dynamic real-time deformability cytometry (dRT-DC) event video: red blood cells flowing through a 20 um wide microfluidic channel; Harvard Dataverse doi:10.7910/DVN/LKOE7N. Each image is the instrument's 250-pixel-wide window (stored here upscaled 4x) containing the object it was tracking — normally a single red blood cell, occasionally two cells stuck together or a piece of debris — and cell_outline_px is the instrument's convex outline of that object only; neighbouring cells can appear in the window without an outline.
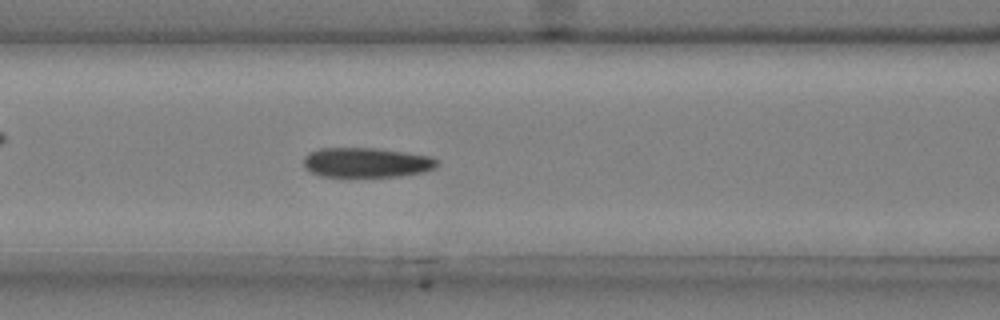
{"species": "common noctule bat (a hibernating species)", "species_latin": "Nyctalus noctula", "temperature_condition": "cold", "stored_images_in_passage": 50, "camera_frame_rate_fps": 3000, "um_per_image_px": 0.085, "animal": {"sex": "male", "body_mass_g": 20.4}, "frame": {"image": 1, "passage_image": 21, "time_ms": 6.667, "image_size_px": [1000, 320], "cell_outline_px": [[440, 164], [436, 168], [420, 172], [400, 176], [320, 176], [304, 168], [304, 156], [308, 152], [320, 148], [376, 148], [432, 156]], "centroid_in_image_um": [31.14, 13.8], "position_along_channel_um": 135.5, "area_um2": 23.12}}
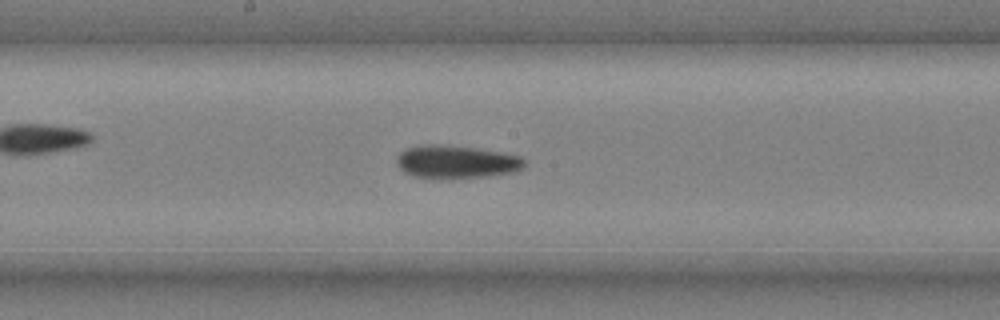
{"frame": {"image": 2, "passage_image": 27, "time_ms": 8.667, "image_size_px": [1000, 320], "cell_outline_px": [[528, 164], [524, 168], [516, 172], [488, 176], [412, 176], [404, 172], [396, 164], [396, 156], [404, 148], [424, 144], [436, 144], [476, 148], [500, 152], [520, 156]], "centroid_in_image_um": [38.8, 13.72], "position_along_channel_um": 209.4, "area_um2": 24.16}}
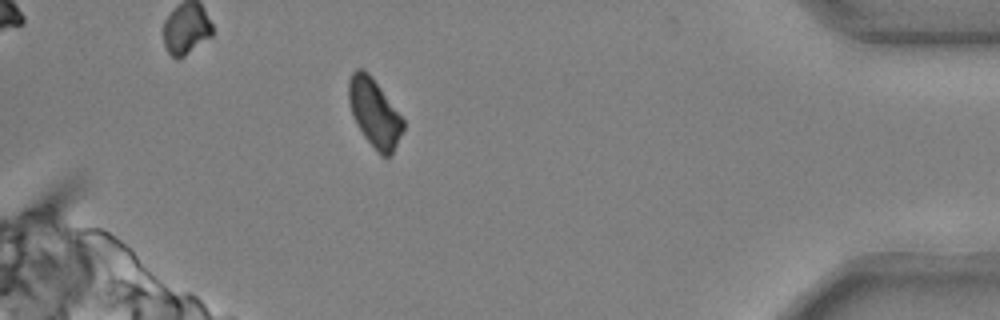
{"frame": {"image": 3, "passage_image": 46, "time_ms": 15.0, "image_size_px": [1000, 320], "cell_outline_px": [[404, 128], [392, 152], [388, 156], [380, 156], [376, 152], [364, 136], [352, 112], [348, 100], [348, 80], [352, 72], [356, 68], [364, 68], [372, 76], [404, 120]], "centroid_in_image_um": [31.81, 9.56], "position_along_channel_um": 403.4, "area_um2": 21.39}, "authors_computed_cell_mechanics": {"area_um2": 23.12, "velocity_mm_per_s": 3.703, "shape_relaxation_time_tau1_ms": 8.4426, "shape_relaxation_time_tau2_ms": 1.6078, "deformation_change_tau1": 0.1662, "deformation_change_tau2": 0.0574}}